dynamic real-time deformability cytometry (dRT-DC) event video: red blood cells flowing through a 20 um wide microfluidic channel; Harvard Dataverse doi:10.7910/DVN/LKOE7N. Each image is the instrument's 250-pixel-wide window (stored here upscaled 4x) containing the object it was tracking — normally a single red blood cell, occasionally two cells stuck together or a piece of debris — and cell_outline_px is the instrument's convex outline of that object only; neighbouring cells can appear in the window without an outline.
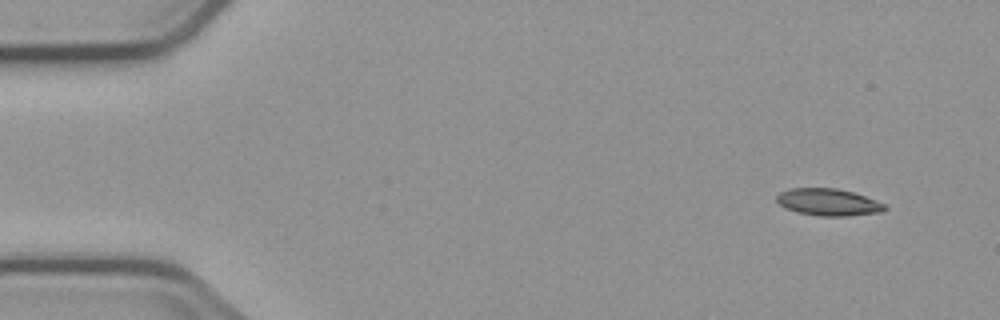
{"species": "common noctule bat (a hibernating species)", "species_latin": "Nyctalus noctula", "temperature_condition": "cold", "stored_images_in_passage": 4, "camera_frame_rate_fps": 3000, "um_per_image_px": 0.085, "animal": {"sex": "male", "body_mass_g": 23.1, "forearm_length_mm": 52.7}, "frame": {"image": 1, "passage_image": 1, "time_ms": 0.0, "image_size_px": [1000, 320], "cell_outline_px": [[888, 208], [884, 212], [848, 216], [820, 216], [796, 212], [784, 208], [776, 200], [776, 196], [780, 192], [788, 188], [836, 188], [852, 192], [876, 200], [884, 204]], "centroid_in_image_um": [70.4, 17.19], "position_along_channel_um": 14.6, "area_um2": 17.17}}
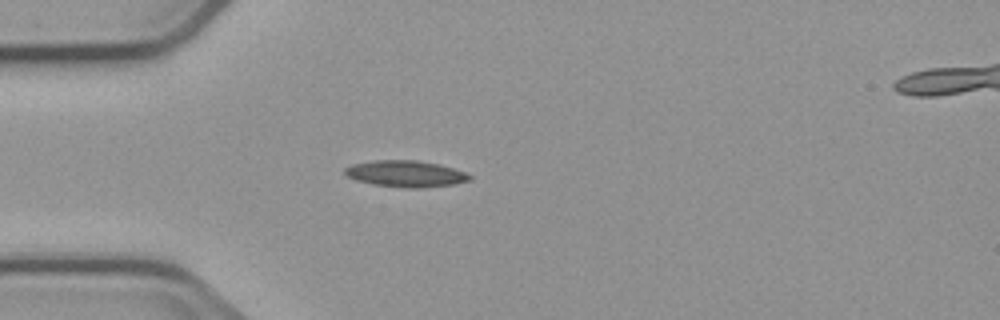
{"frame": {"image": 2, "passage_image": 4, "time_ms": 3.667, "image_size_px": [1000, 320], "cell_outline_px": [[472, 180], [452, 184], [424, 188], [404, 188], [372, 184], [356, 180], [344, 176], [344, 168], [352, 164], [372, 160], [416, 160], [440, 164], [464, 172], [472, 176]], "centroid_in_image_um": [34.44, 14.77], "position_along_channel_um": 50.6, "area_um2": 19.42}}